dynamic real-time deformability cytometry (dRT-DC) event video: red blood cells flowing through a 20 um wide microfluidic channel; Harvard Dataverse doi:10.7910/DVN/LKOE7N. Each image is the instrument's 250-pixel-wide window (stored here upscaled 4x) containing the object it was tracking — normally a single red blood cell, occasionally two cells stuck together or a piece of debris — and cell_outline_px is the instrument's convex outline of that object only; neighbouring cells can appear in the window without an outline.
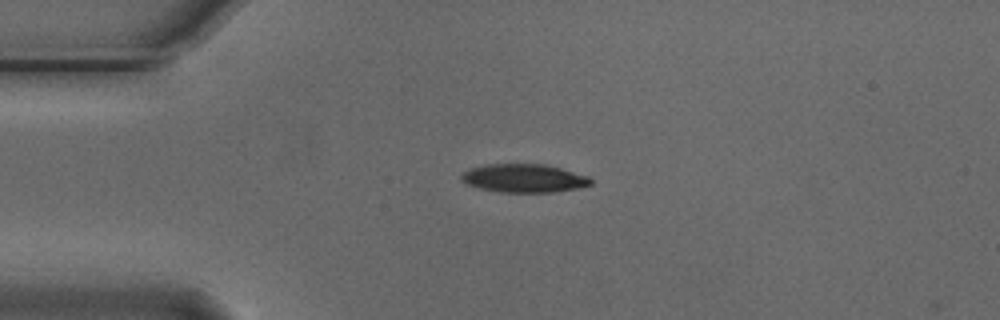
{"species": "Egyptian fruit bat (a non-hibernating species)", "species_latin": "Rousettus aegyptiacus", "temperature_condition": "cold", "stored_images_in_passage": 4, "camera_frame_rate_fps": 3000, "um_per_image_px": 0.085, "animal": {"sex": "male"}, "frame": {"image": 1, "passage_image": 3, "time_ms": 0.667, "image_size_px": [1000, 320], "cell_outline_px": [[592, 184], [580, 188], [552, 192], [500, 192], [480, 188], [468, 184], [460, 180], [460, 176], [464, 172], [472, 168], [488, 164], [544, 164], [560, 168], [588, 176], [592, 180]], "centroid_in_image_um": [44.55, 15.15], "position_along_channel_um": 40.4, "area_um2": 21.27}}